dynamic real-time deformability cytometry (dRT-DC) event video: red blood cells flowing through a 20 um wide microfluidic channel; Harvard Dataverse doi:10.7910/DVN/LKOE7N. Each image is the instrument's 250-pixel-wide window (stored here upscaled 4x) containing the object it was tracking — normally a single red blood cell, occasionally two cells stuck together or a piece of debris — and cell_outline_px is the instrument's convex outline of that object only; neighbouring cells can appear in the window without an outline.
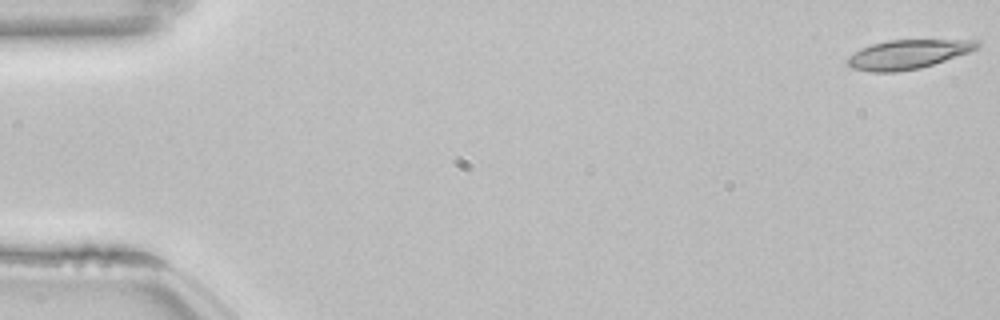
{"species": "common noctule bat (a hibernating species)", "species_latin": "Nyctalus noctula", "temperature_condition": "room temperature", "stored_images_in_passage": 54, "camera_frame_rate_fps": 3000, "um_per_image_px": 0.085, "animal": {"sex": "female", "body_mass_g": 22.7, "forearm_length_mm": 54.2}, "frame": {"image": 1, "passage_image": 1, "time_ms": 0.0, "image_size_px": [1000, 320], "cell_outline_px": [[980, 44], [976, 48], [968, 52], [920, 68], [896, 72], [868, 72], [852, 68], [848, 64], [848, 56], [860, 48], [872, 44], [888, 40], [980, 40]], "centroid_in_image_um": [77.12, 4.62], "position_along_channel_um": 7.9, "area_um2": 21.79}}
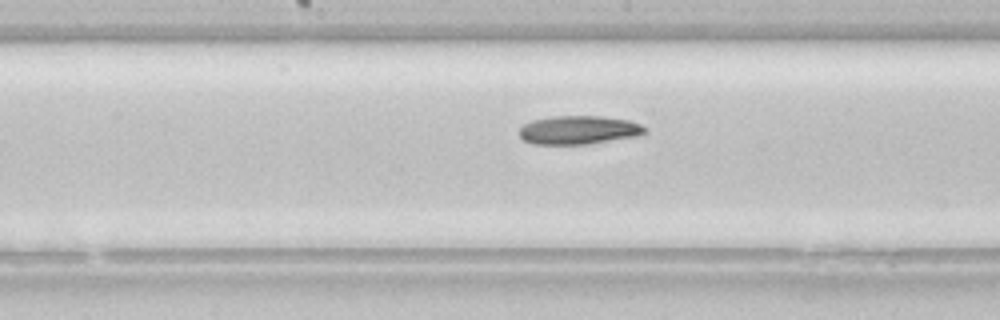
{"frame": {"image": 2, "passage_image": 28, "time_ms": 9.0, "image_size_px": [1000, 320], "cell_outline_px": [[648, 132], [636, 136], [588, 144], [532, 144], [524, 140], [516, 132], [524, 124], [532, 120], [552, 116], [600, 116], [628, 120], [640, 124], [648, 128]], "centroid_in_image_um": [49.17, 11.05], "position_along_channel_um": 199.0, "area_um2": 21.04}}
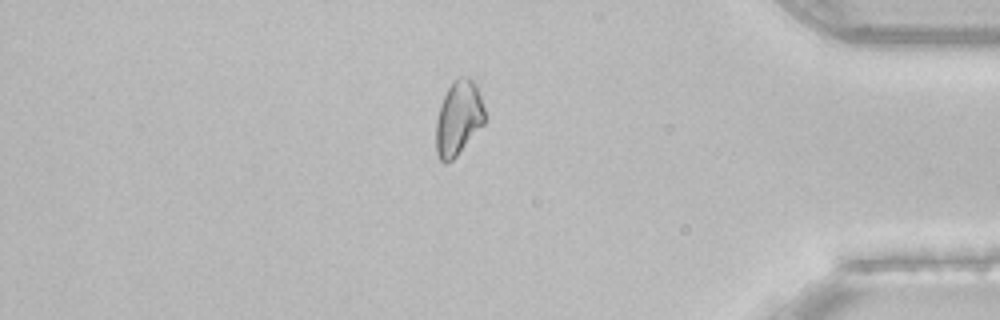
{"frame": {"image": 3, "passage_image": 46, "time_ms": 15.0, "image_size_px": [1000, 320], "cell_outline_px": [[484, 124], [456, 156], [452, 160], [444, 164], [436, 156], [436, 120], [440, 104], [452, 80], [460, 76], [468, 76], [476, 84], [484, 108]], "centroid_in_image_um": [38.95, 10.03], "position_along_channel_um": 396.3, "area_um2": 21.21}, "authors_computed_cell_mechanics": {"area_um2": 21.7906, "velocity_mm_per_s": 3.8309, "shape_relaxation_time_tau1_ms": 4.8896, "shape_relaxation_time_tau2_ms": null, "deformation_change_tau1": 0.1342, "deformation_change_tau2": null}}